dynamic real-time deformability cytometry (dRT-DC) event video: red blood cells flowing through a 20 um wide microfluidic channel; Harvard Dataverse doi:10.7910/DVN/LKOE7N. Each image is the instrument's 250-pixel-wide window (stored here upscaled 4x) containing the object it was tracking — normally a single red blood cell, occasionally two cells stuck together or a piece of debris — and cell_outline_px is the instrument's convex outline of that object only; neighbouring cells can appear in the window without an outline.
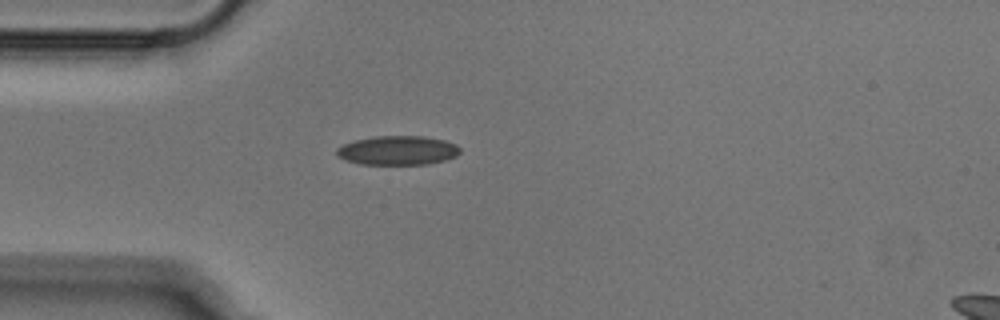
{"species": "Egyptian fruit bat (a non-hibernating species)", "species_latin": "Rousettus aegyptiacus", "temperature_condition": "cold", "stored_images_in_passage": 39, "camera_frame_rate_fps": 3000, "um_per_image_px": 0.085, "animal": {"sex": "male"}, "frame": {"image": 1, "passage_image": 1, "time_ms": 0.0, "image_size_px": [1000, 320], "cell_outline_px": [[460, 152], [456, 156], [444, 160], [428, 164], [360, 164], [344, 160], [336, 156], [336, 148], [344, 144], [356, 140], [376, 136], [424, 136], [444, 140], [456, 144], [460, 148]], "centroid_in_image_um": [33.79, 12.78], "position_along_channel_um": 51.2, "area_um2": 20.98}}
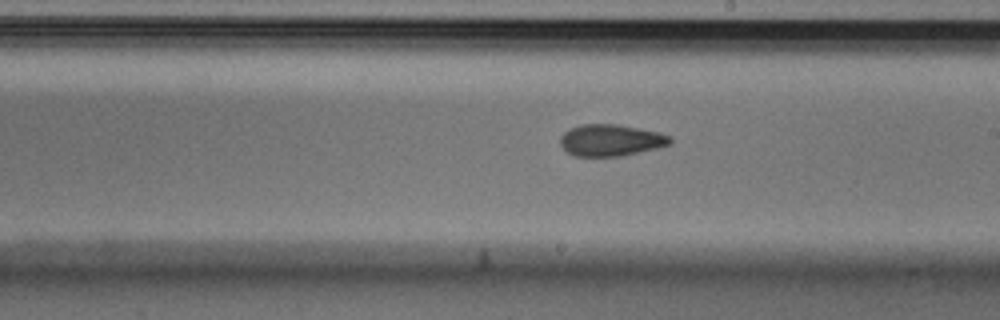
{"frame": {"image": 2, "passage_image": 16, "time_ms": 5.0, "image_size_px": [1000, 320], "cell_outline_px": [[672, 144], [624, 156], [572, 156], [560, 144], [560, 136], [568, 128], [580, 124], [620, 124], [660, 132], [672, 136]], "centroid_in_image_um": [51.93, 11.91], "position_along_channel_um": 237.1, "area_um2": 20.63}}
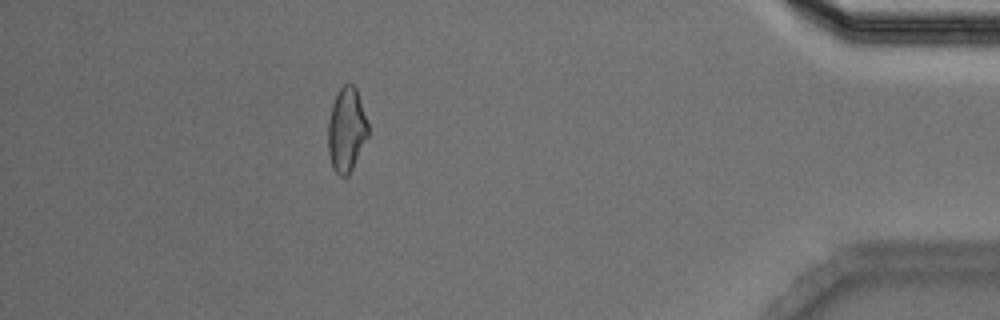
{"frame": {"image": 3, "passage_image": 33, "time_ms": 10.667, "image_size_px": [1000, 320], "cell_outline_px": [[368, 136], [348, 176], [340, 176], [332, 168], [328, 152], [328, 120], [332, 104], [340, 88], [344, 84], [352, 84], [356, 88], [368, 124]], "centroid_in_image_um": [29.44, 11.04], "position_along_channel_um": 405.8, "area_um2": 19.48}}